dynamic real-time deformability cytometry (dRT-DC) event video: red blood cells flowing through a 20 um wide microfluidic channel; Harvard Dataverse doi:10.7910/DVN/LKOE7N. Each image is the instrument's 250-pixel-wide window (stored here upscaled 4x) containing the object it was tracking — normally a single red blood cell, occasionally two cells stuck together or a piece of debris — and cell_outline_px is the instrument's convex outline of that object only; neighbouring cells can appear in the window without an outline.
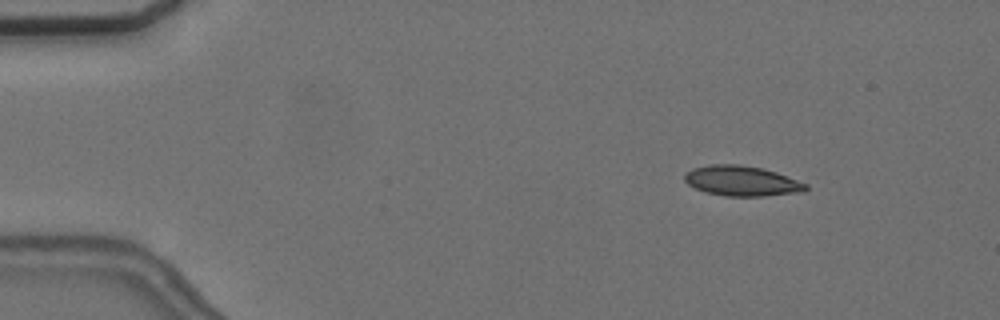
{"species": "common noctule bat (a hibernating species)", "species_latin": "Nyctalus noctula", "temperature_condition": "cold", "stored_images_in_passage": 6, "camera_frame_rate_fps": 3000, "um_per_image_px": 0.085, "animal": {"sex": "female", "body_mass_g": 24.6, "forearm_length_mm": 56.2}, "frame": {"image": 1, "passage_image": 1, "time_ms": 0.0, "image_size_px": [1000, 320], "cell_outline_px": [[808, 188], [804, 192], [764, 196], [724, 196], [704, 192], [688, 184], [684, 180], [684, 176], [692, 168], [708, 164], [740, 164], [760, 168], [776, 172], [808, 184]], "centroid_in_image_um": [63.05, 15.38], "position_along_channel_um": 21.9, "area_um2": 21.39}}